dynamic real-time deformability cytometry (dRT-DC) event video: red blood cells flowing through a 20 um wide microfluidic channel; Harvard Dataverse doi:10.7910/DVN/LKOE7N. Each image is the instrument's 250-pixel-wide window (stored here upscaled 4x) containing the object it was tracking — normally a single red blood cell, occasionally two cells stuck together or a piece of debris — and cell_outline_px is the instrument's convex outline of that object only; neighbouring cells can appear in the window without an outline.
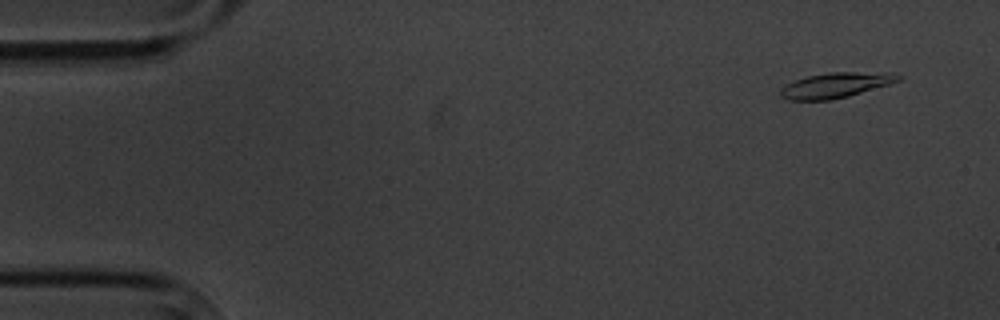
{"species": "common noctule bat (a hibernating species)", "species_latin": "Nyctalus noctula", "temperature_condition": "cold", "stored_images_in_passage": 10, "camera_frame_rate_fps": 3000, "um_per_image_px": 0.085, "animal": {"sex": "male", "body_mass_g": 20.1, "forearm_length_mm": 53.5}, "frame": {"image": 1, "passage_image": 2, "time_ms": 1.0, "image_size_px": [1000, 320], "cell_outline_px": [[904, 76], [900, 80], [888, 84], [848, 96], [832, 100], [788, 100], [780, 96], [780, 88], [796, 80], [808, 76], [828, 72], [892, 72]], "centroid_in_image_um": [71.06, 7.23], "position_along_channel_um": 13.9, "area_um2": 17.28}}
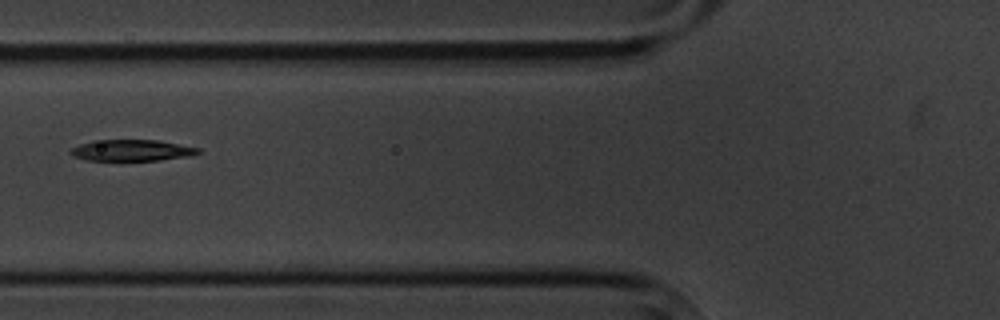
{"frame": {"image": 2, "passage_image": 7, "time_ms": 7.0, "image_size_px": [1000, 320], "cell_outline_px": [[200, 152], [192, 156], [160, 160], [88, 160], [72, 156], [68, 152], [72, 148], [80, 144], [92, 140], [156, 140], [200, 148]], "centroid_in_image_um": [11.19, 12.78], "position_along_channel_um": 114.6, "area_um2": 15.78}}
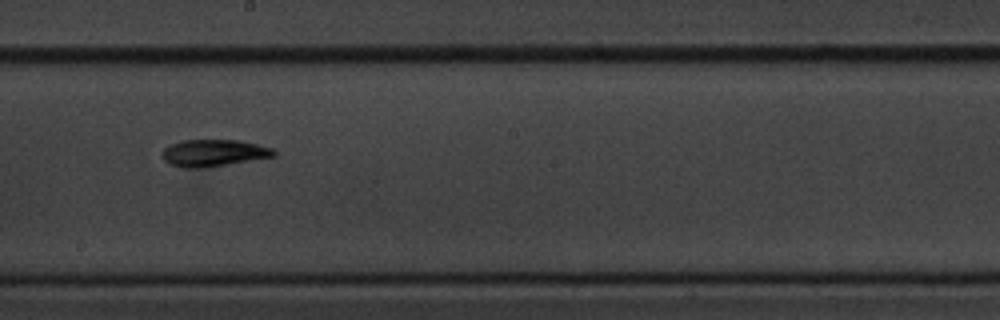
{"frame": {"image": 3, "passage_image": 10, "time_ms": 10.333, "image_size_px": [1000, 320], "cell_outline_px": [[276, 156], [224, 164], [196, 168], [184, 168], [168, 164], [160, 156], [160, 152], [164, 148], [172, 144], [184, 140], [236, 140], [256, 144], [272, 148], [276, 152]], "centroid_in_image_um": [18.09, 13.0], "position_along_channel_um": 230.1, "area_um2": 17.28}}